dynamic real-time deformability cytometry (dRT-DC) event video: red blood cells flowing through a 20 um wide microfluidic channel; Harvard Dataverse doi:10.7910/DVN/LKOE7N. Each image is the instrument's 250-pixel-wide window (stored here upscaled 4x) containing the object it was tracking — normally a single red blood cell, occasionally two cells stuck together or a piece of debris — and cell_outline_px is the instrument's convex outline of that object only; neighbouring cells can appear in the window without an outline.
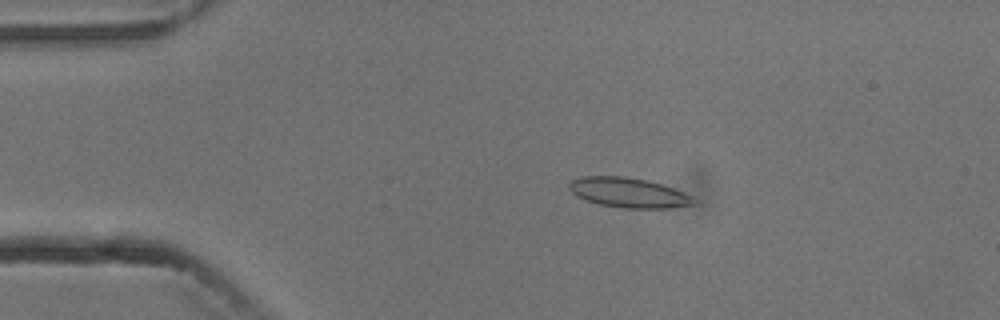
{"species": "common noctule bat (a hibernating species)", "species_latin": "Nyctalus noctula", "temperature_condition": "cold", "stored_images_in_passage": 3, "camera_frame_rate_fps": 3000, "um_per_image_px": 0.085, "animal": {"sex": "male", "body_mass_g": 13.3}, "frame": {"image": 1, "passage_image": 2, "time_ms": 1.333, "image_size_px": [1000, 320], "cell_outline_px": [[700, 204], [668, 208], [624, 208], [600, 204], [576, 196], [568, 188], [568, 184], [572, 180], [580, 176], [624, 176], [648, 180], [684, 192], [692, 196]], "centroid_in_image_um": [53.45, 16.37], "position_along_channel_um": 31.5, "area_um2": 21.73}}